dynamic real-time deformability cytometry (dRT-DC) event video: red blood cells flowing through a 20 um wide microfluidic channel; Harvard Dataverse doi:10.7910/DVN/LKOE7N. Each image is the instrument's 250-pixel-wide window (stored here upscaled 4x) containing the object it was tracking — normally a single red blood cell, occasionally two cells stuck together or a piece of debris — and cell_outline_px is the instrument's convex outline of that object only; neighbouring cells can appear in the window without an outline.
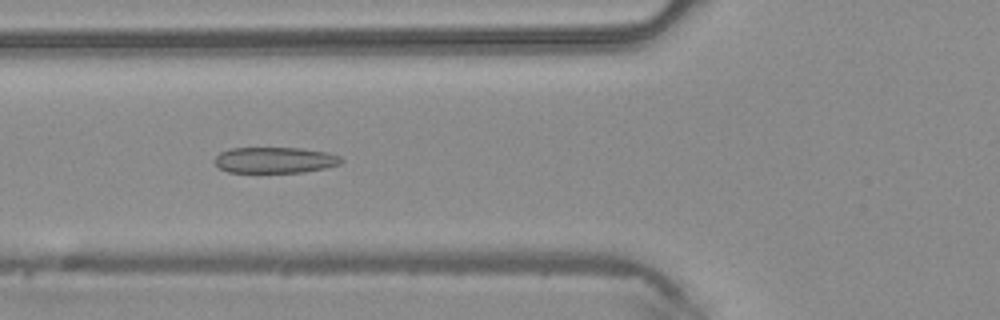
{"species": "common noctule bat (a hibernating species)", "species_latin": "Nyctalus noctula", "temperature_condition": "warm", "stored_images_in_passage": 49, "segment_of_instrument_passage": [1, 2], "camera_frame_rate_fps": 3000, "um_per_image_px": 0.085, "animal": {"sex": "male", "body_mass_g": 20.4}, "frame": {"image": 1, "passage_image": 18, "time_ms": 5.667, "image_size_px": [1000, 320], "cell_outline_px": [[344, 160], [340, 164], [324, 168], [304, 172], [228, 172], [220, 168], [212, 160], [220, 152], [232, 148], [300, 148], [328, 152], [340, 156]], "centroid_in_image_um": [23.37, 13.6], "position_along_channel_um": 102.4, "area_um2": 19.19}}
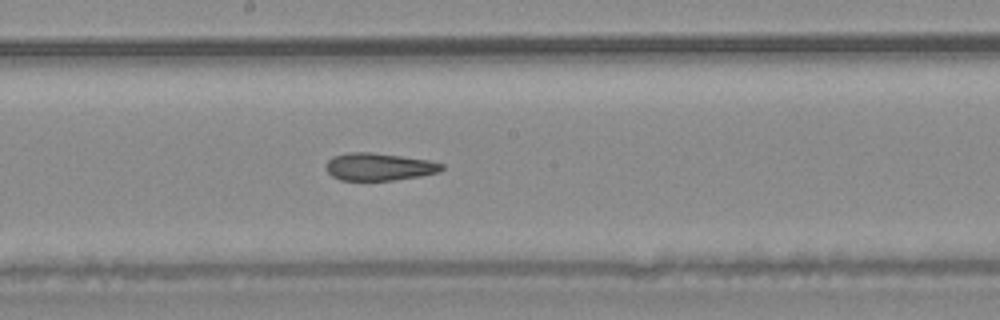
{"frame": {"image": 2, "passage_image": 26, "time_ms": 8.333, "image_size_px": [1000, 320], "cell_outline_px": [[444, 168], [440, 172], [420, 176], [396, 180], [340, 180], [332, 176], [324, 168], [328, 160], [332, 156], [348, 152], [372, 152], [428, 160], [444, 164]], "centroid_in_image_um": [32.2, 14.17], "position_along_channel_um": 216.0, "area_um2": 18.67}}
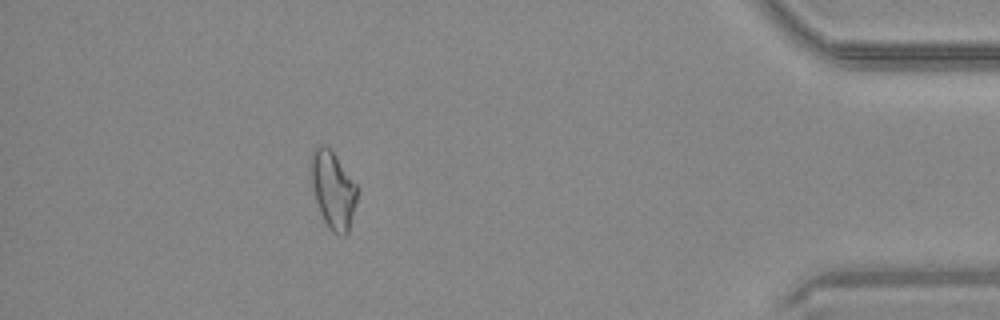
{"frame": {"image": 3, "passage_image": 43, "time_ms": 14.0, "image_size_px": [1000, 320], "cell_outline_px": [[356, 200], [348, 232], [344, 236], [340, 236], [332, 232], [328, 228], [320, 212], [312, 188], [308, 172], [308, 164], [312, 148], [320, 144], [324, 144], [336, 156], [356, 184]], "centroid_in_image_um": [28.23, 16.09], "position_along_channel_um": 407.0, "area_um2": 21.04}}